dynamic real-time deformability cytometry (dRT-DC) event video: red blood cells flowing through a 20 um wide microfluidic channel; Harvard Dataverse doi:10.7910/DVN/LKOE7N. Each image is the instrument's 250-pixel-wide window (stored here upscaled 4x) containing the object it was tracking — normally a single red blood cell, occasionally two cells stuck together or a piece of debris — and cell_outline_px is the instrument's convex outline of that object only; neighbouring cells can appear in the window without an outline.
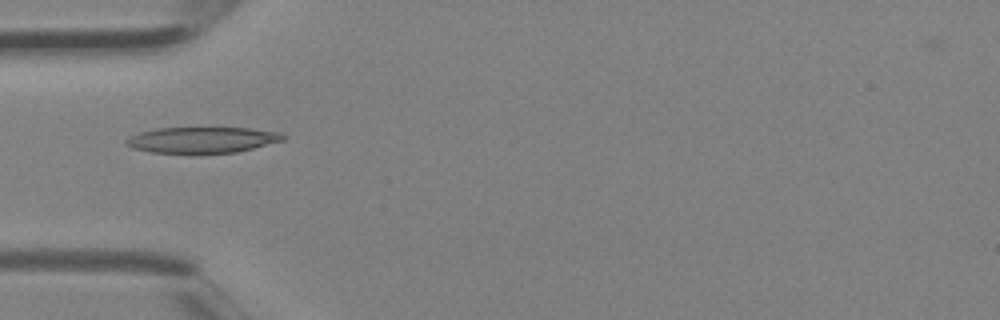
{"species": "Egyptian fruit bat (a non-hibernating species)", "species_latin": "Rousettus aegyptiacus", "temperature_condition": "room temperature", "stored_images_in_passage": 4, "camera_frame_rate_fps": 3000, "um_per_image_px": 0.085, "animal": {"sex": "female"}, "frame": {"image": 1, "passage_image": 4, "time_ms": 1.0, "image_size_px": [1000, 320], "cell_outline_px": [[288, 136], [284, 140], [236, 152], [196, 156], [188, 156], [148, 152], [132, 148], [124, 144], [124, 140], [128, 136], [140, 132], [156, 128], [248, 128], [280, 132]], "centroid_in_image_um": [17.1, 11.94], "position_along_channel_um": 67.9, "area_um2": 24.91}}